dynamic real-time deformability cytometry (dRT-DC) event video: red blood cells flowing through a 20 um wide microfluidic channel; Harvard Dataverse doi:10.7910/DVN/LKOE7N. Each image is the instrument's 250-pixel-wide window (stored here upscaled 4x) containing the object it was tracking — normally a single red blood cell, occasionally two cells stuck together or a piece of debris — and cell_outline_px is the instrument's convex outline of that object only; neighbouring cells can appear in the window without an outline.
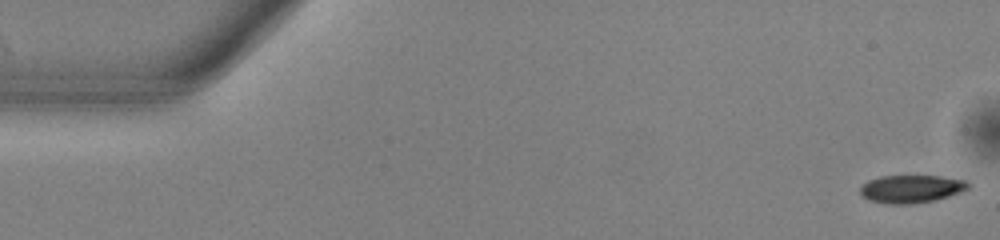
{"species": "common noctule bat (a hibernating species)", "species_latin": "Nyctalus noctula", "temperature_condition": "warm", "stored_images_in_passage": 52, "camera_frame_rate_fps": 3000, "um_per_image_px": 0.085, "animal": {"sex": "male", "body_mass_g": 13.0, "forearm_length_mm": 53.1}, "frame": {"image": 1, "passage_image": 1, "time_ms": 0.0, "image_size_px": [1000, 240], "cell_outline_px": [[972, 188], [936, 200], [912, 204], [888, 204], [868, 200], [860, 192], [860, 188], [868, 180], [880, 176], [940, 176], [968, 180], [972, 184]], "centroid_in_image_um": [77.52, 16.05], "position_along_channel_um": 7.5, "area_um2": 17.74}}
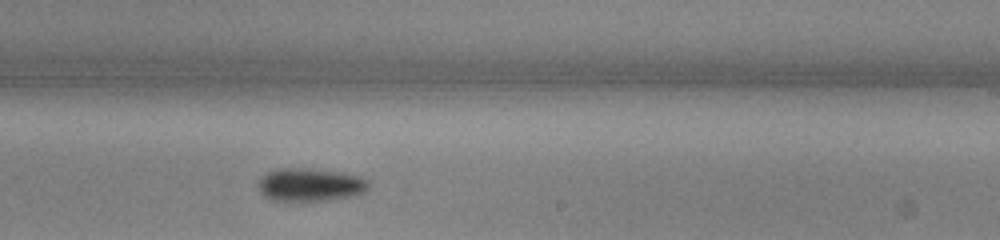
{"frame": {"image": 2, "passage_image": 31, "time_ms": 10.0, "image_size_px": [1000, 240], "cell_outline_px": [[368, 188], [364, 192], [356, 196], [328, 200], [288, 204], [272, 200], [264, 196], [260, 192], [260, 180], [268, 172], [276, 168], [300, 168], [340, 172], [364, 176], [368, 180]], "centroid_in_image_um": [26.38, 15.75], "position_along_channel_um": 262.6, "area_um2": 21.96}}
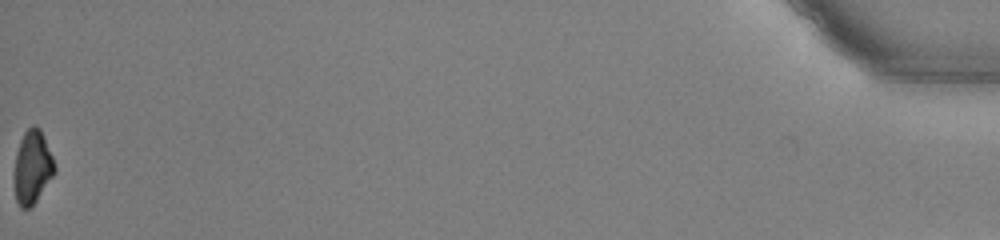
{"frame": {"image": 3, "passage_image": 52, "time_ms": 17.0, "image_size_px": [1000, 240], "cell_outline_px": [[56, 172], [36, 200], [28, 208], [20, 208], [16, 200], [16, 152], [20, 140], [24, 132], [32, 124], [36, 124], [40, 128], [52, 156], [56, 168]], "centroid_in_image_um": [2.78, 14.16], "position_along_channel_um": 432.4, "area_um2": 16.82}, "authors_computed_cell_mechanics": {"area_um2": 19.6231, "velocity_mm_per_s": 3.9618, "shape_relaxation_time_tau1_ms": 1.8616, "shape_relaxation_time_tau2_ms": null, "deformation_change_tau1": 0.117, "deformation_change_tau2": null}}